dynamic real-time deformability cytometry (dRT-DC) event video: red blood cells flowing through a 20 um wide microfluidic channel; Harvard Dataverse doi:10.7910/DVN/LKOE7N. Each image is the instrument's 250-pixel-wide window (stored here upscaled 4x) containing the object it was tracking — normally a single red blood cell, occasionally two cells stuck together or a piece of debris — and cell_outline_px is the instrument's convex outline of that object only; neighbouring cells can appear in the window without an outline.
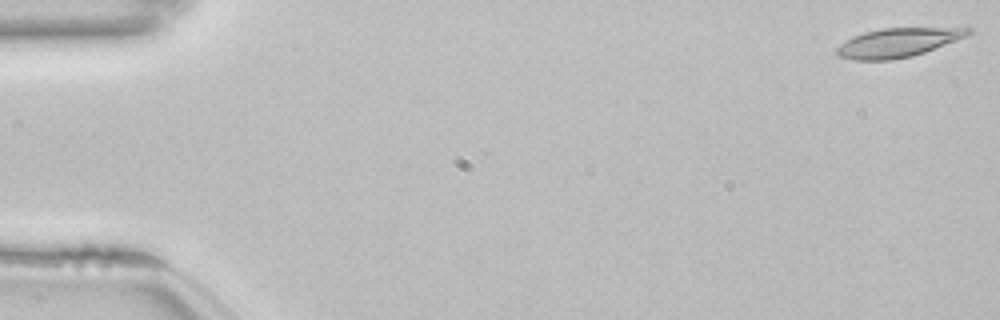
{"species": "common noctule bat (a hibernating species)", "species_latin": "Nyctalus noctula", "temperature_condition": "room temperature", "stored_images_in_passage": 14, "camera_frame_rate_fps": 3000, "um_per_image_px": 0.085, "animal": {"sex": "female", "body_mass_g": 22.7, "forearm_length_mm": 54.2}, "frame": {"image": 1, "passage_image": 1, "time_ms": 0.0, "image_size_px": [1000, 320], "cell_outline_px": [[972, 32], [968, 36], [924, 52], [912, 56], [892, 60], [852, 60], [840, 56], [836, 52], [836, 48], [840, 44], [852, 36], [864, 32], [884, 28], [972, 28]], "centroid_in_image_um": [76.31, 3.62], "position_along_channel_um": 8.7, "area_um2": 22.08}}